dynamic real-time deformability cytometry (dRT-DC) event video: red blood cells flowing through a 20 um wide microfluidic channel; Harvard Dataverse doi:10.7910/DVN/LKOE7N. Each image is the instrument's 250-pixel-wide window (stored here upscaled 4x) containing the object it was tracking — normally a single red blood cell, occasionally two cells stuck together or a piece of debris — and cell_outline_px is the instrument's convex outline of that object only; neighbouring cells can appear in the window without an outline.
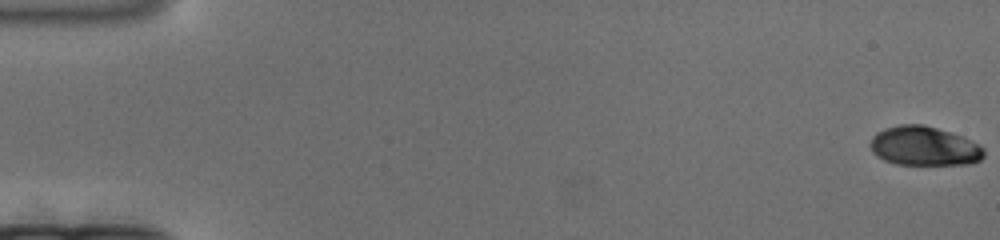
{"species": "human", "species_latin": "Homo sapiens", "temperature_condition": "cold", "stored_images_in_passage": 175, "camera_frame_rate_fps": 3000, "um_per_image_px": 0.085, "donor": {"sex": "female"}, "frame": {"image": 1, "passage_image": 1, "time_ms": 0.0, "image_size_px": [1000, 240], "cell_outline_px": [[984, 156], [980, 160], [968, 164], [896, 164], [884, 160], [876, 156], [872, 152], [872, 136], [876, 132], [884, 128], [900, 124], [924, 124], [960, 136], [984, 148]], "centroid_in_image_um": [78.52, 12.42], "position_along_channel_um": 6.5, "area_um2": 25.66}}
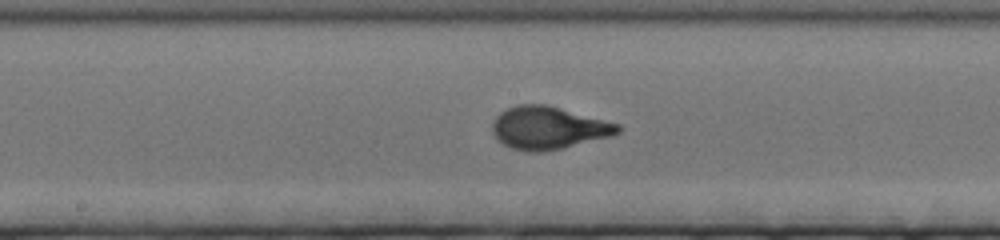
{"frame": {"image": 2, "passage_image": 93, "time_ms": 30.667, "image_size_px": [1000, 240], "cell_outline_px": [[620, 132], [612, 136], [560, 148], [540, 152], [528, 152], [512, 148], [496, 140], [492, 132], [492, 124], [496, 116], [500, 112], [516, 104], [548, 104], [620, 124]], "centroid_in_image_um": [46.59, 10.86], "position_along_channel_um": 201.6, "area_um2": 31.27}}
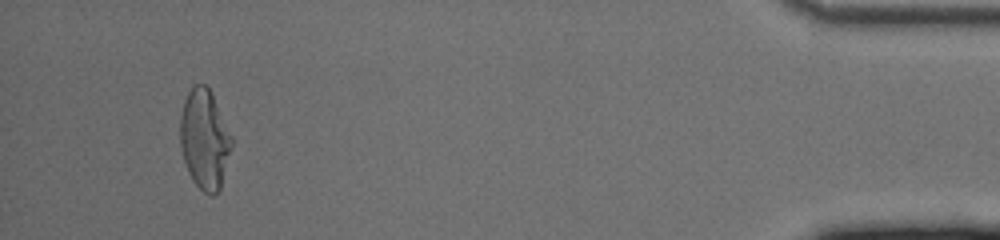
{"frame": {"image": 3, "passage_image": 165, "time_ms": 54.667, "image_size_px": [1000, 240], "cell_outline_px": [[232, 144], [220, 188], [212, 196], [208, 196], [192, 180], [188, 172], [184, 160], [180, 144], [180, 116], [184, 100], [192, 84], [204, 84], [208, 88], [232, 136]], "centroid_in_image_um": [17.36, 11.84], "position_along_channel_um": 417.8, "area_um2": 29.54}}